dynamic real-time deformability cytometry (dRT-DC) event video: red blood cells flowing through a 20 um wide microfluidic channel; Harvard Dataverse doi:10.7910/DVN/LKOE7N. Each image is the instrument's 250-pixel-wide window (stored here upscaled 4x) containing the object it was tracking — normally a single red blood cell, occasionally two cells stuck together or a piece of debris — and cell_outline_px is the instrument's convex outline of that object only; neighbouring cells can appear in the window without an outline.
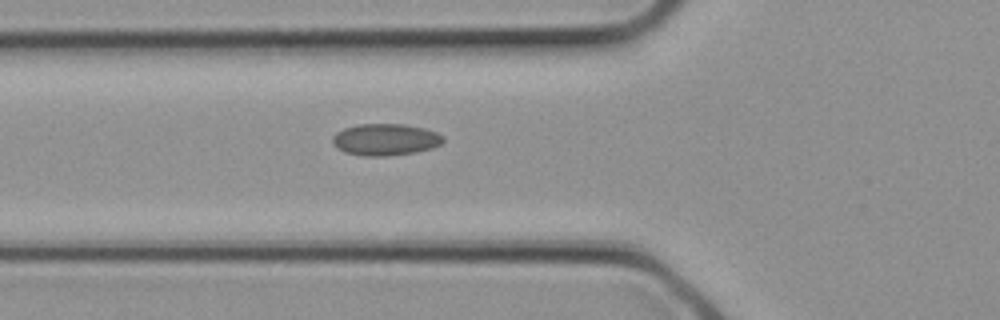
{"species": "common noctule bat (a hibernating species)", "species_latin": "Nyctalus noctula", "temperature_condition": "cold", "stored_images_in_passage": 3, "camera_frame_rate_fps": 3000, "um_per_image_px": 0.085, "animal": {"sex": "female", "body_mass_g": 21.9}, "frame": {"image": 1, "passage_image": 3, "time_ms": 0.667, "image_size_px": [1000, 320], "cell_outline_px": [[444, 140], [440, 144], [432, 148], [416, 152], [388, 156], [364, 156], [344, 152], [336, 148], [332, 144], [332, 136], [336, 132], [344, 128], [360, 124], [400, 124], [420, 128], [436, 132], [444, 136]], "centroid_in_image_um": [32.71, 11.87], "position_along_channel_um": 93.1, "area_um2": 20.46}}